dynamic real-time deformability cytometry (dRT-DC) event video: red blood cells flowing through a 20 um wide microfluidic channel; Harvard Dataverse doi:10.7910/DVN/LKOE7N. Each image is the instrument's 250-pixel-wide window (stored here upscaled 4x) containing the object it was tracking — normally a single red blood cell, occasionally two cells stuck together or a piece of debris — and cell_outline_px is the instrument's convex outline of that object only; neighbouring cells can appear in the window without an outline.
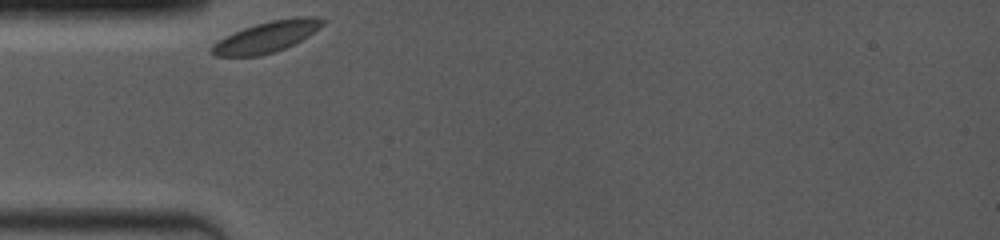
{"species": "common noctule bat (a hibernating species)", "species_latin": "Nyctalus noctula", "temperature_condition": "room temperature", "stored_images_in_passage": 4, "camera_frame_rate_fps": 4000, "um_per_image_px": 0.085, "animal": {"sex": "female", "body_mass_g": 19.0, "forearm_length_mm": 53.3}, "frame": {"image": 1, "passage_image": 1, "time_ms": 0.0, "image_size_px": [1000, 240], "cell_outline_px": [[324, 24], [320, 28], [308, 36], [284, 48], [260, 56], [216, 56], [208, 52], [208, 48], [212, 44], [244, 28], [256, 24], [272, 20], [296, 16], [312, 16], [324, 20]], "centroid_in_image_um": [22.65, 3.13], "position_along_channel_um": 62.3, "area_um2": 19.77}}
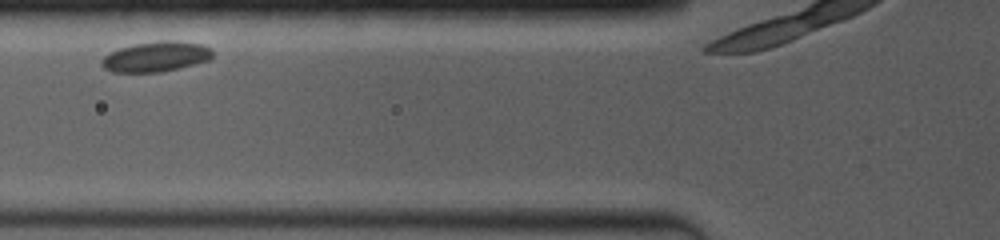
{"frame": {"image": 2, "passage_image": 3, "time_ms": 1.5, "image_size_px": [1000, 240], "cell_outline_px": [[212, 56], [208, 60], [160, 72], [112, 72], [104, 68], [100, 64], [100, 60], [108, 52], [120, 48], [136, 44], [168, 40], [176, 40], [204, 44], [212, 48]], "centroid_in_image_um": [13.23, 4.81], "position_along_channel_um": 112.6, "area_um2": 19.42}}